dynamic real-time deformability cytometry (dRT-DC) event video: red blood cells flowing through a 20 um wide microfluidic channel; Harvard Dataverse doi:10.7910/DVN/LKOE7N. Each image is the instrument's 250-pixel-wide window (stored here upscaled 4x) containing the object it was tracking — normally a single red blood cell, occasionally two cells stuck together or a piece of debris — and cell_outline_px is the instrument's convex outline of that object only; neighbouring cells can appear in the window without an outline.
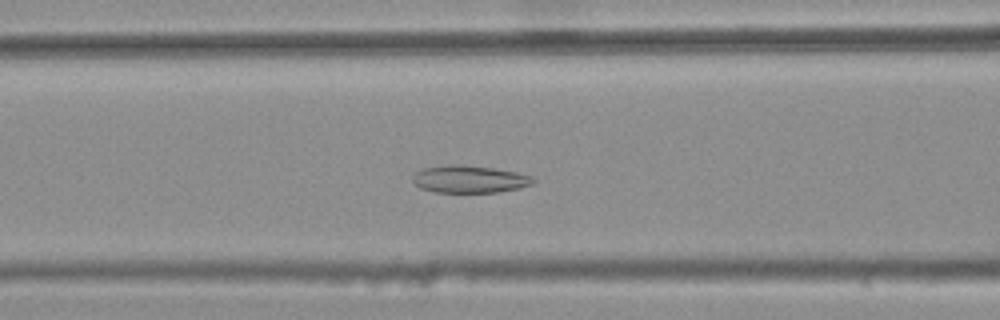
{"species": "common noctule bat (a hibernating species)", "species_latin": "Nyctalus noctula", "temperature_condition": "warm", "stored_images_in_passage": 43, "camera_frame_rate_fps": 3000, "um_per_image_px": 0.085, "animal": {"sex": "female", "body_mass_g": 25.1}, "frame": {"image": 1, "passage_image": 20, "time_ms": 6.333, "image_size_px": [1000, 320], "cell_outline_px": [[536, 180], [532, 184], [520, 188], [496, 192], [432, 192], [420, 188], [412, 180], [412, 176], [420, 168], [452, 164], [460, 164], [492, 168], [516, 172], [532, 176]], "centroid_in_image_um": [39.88, 15.22], "position_along_channel_um": 126.7, "area_um2": 19.31}}
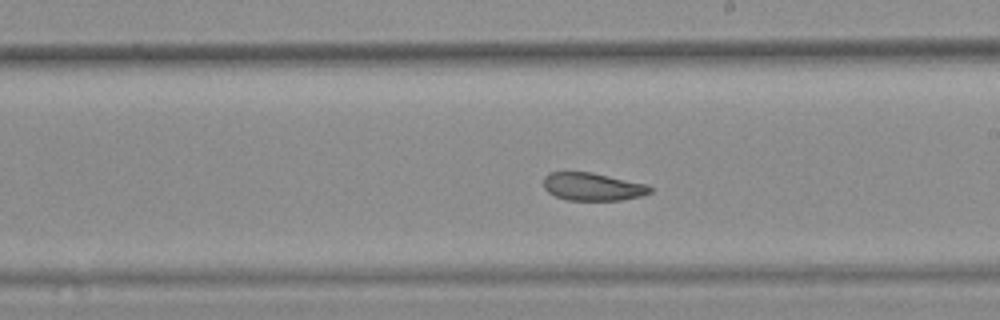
{"frame": {"image": 2, "passage_image": 29, "time_ms": 9.333, "image_size_px": [1000, 320], "cell_outline_px": [[652, 192], [640, 196], [620, 200], [568, 200], [556, 196], [548, 192], [544, 188], [544, 176], [548, 172], [592, 172], [648, 184], [652, 188]], "centroid_in_image_um": [50.38, 15.86], "position_along_channel_um": 238.6, "area_um2": 17.34}}
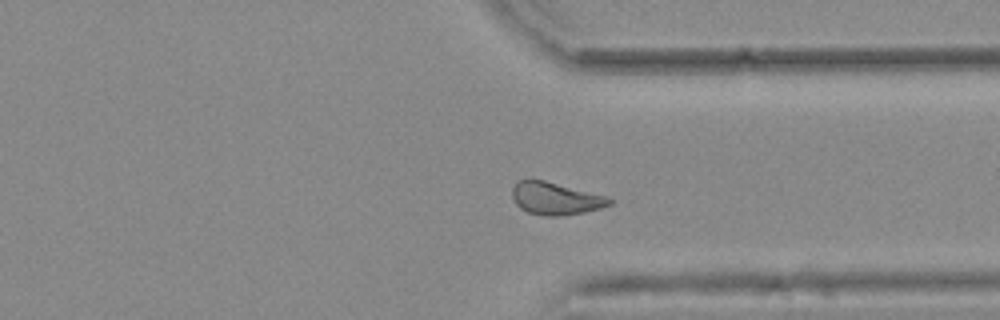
{"frame": {"image": 3, "passage_image": 39, "time_ms": 12.667, "image_size_px": [1000, 320], "cell_outline_px": [[616, 200], [612, 204], [600, 208], [584, 212], [560, 216], [548, 216], [528, 212], [520, 208], [516, 204], [512, 196], [512, 188], [520, 180], [528, 176], [612, 196]], "centroid_in_image_um": [47.28, 16.83], "position_along_channel_um": 364.1, "area_um2": 19.07}, "authors_computed_cell_mechanics": {"area_um2": 19.3052, "velocity_mm_per_s": 3.7447, "shape_relaxation_time_tau1_ms": null, "shape_relaxation_time_tau2_ms": 3.7592, "deformation_change_tau1": null, "deformation_change_tau2": 0.1058}}